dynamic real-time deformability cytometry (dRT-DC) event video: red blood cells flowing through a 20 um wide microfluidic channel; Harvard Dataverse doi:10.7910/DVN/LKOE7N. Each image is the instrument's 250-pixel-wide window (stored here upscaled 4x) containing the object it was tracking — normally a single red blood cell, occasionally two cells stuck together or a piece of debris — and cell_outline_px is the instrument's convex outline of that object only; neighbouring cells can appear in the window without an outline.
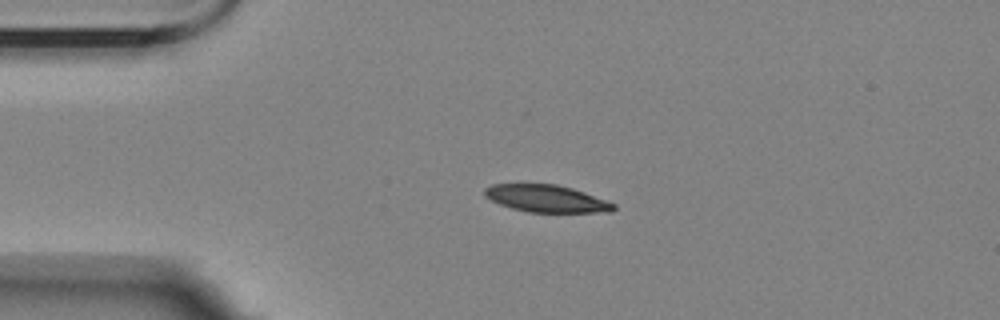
{"species": "Egyptian fruit bat (a non-hibernating species)", "species_latin": "Rousettus aegyptiacus", "temperature_condition": "room temperature", "stored_images_in_passage": 2, "camera_frame_rate_fps": 3000, "um_per_image_px": 0.085, "animal": {"sex": "female"}, "frame": {"image": 1, "passage_image": 1, "time_ms": 0.0, "image_size_px": [1000, 320], "cell_outline_px": [[616, 208], [612, 212], [528, 212], [512, 208], [500, 204], [484, 196], [484, 188], [492, 184], [556, 184], [572, 188], [608, 200], [616, 204]], "centroid_in_image_um": [46.48, 16.88], "position_along_channel_um": 38.5, "area_um2": 20.52}}